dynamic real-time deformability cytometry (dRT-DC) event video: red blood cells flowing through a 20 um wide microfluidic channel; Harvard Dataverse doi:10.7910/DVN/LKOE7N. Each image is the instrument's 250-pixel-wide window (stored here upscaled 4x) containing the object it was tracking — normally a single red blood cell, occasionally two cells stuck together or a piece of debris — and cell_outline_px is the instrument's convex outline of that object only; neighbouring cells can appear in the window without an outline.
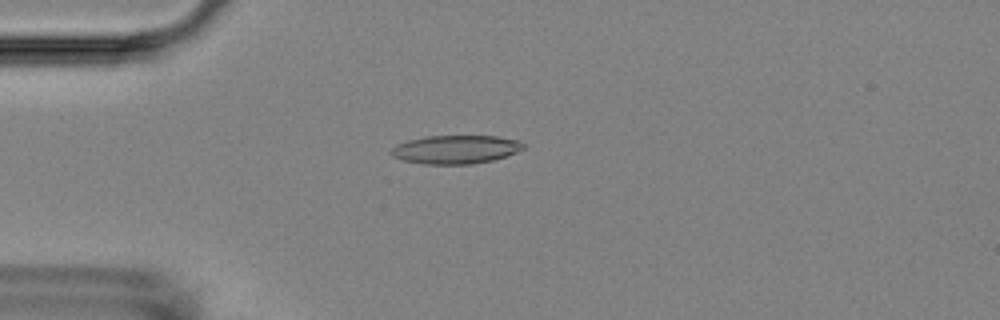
{"species": "Egyptian fruit bat (a non-hibernating species)", "species_latin": "Rousettus aegyptiacus", "temperature_condition": "room temperature", "stored_images_in_passage": 54, "camera_frame_rate_fps": 3000, "um_per_image_px": 0.085, "animal": {"sex": "female"}, "frame": {"image": 1, "passage_image": 14, "time_ms": 4.333, "image_size_px": [1000, 320], "cell_outline_px": [[524, 148], [516, 152], [492, 160], [472, 164], [424, 164], [400, 160], [392, 156], [388, 152], [396, 144], [408, 140], [424, 136], [496, 136], [520, 140], [524, 144]], "centroid_in_image_um": [38.68, 12.7], "position_along_channel_um": 46.3, "area_um2": 22.08}}
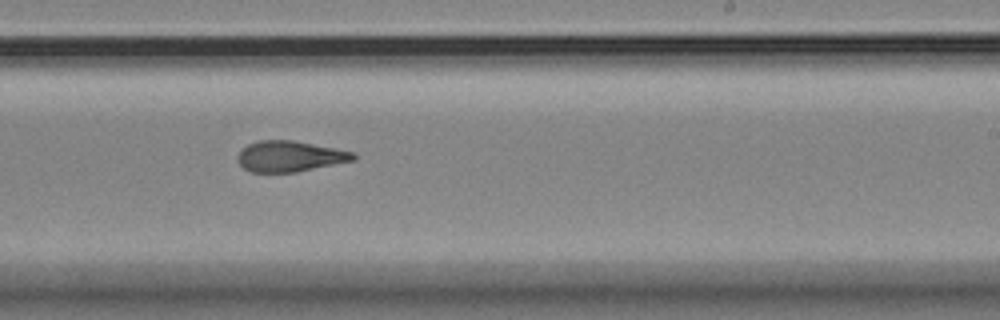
{"frame": {"image": 2, "passage_image": 33, "time_ms": 10.667, "image_size_px": [1000, 320], "cell_outline_px": [[356, 160], [296, 172], [252, 172], [244, 168], [236, 160], [236, 156], [248, 144], [256, 140], [292, 140], [356, 152]], "centroid_in_image_um": [24.64, 13.28], "position_along_channel_um": 264.4, "area_um2": 20.81}}
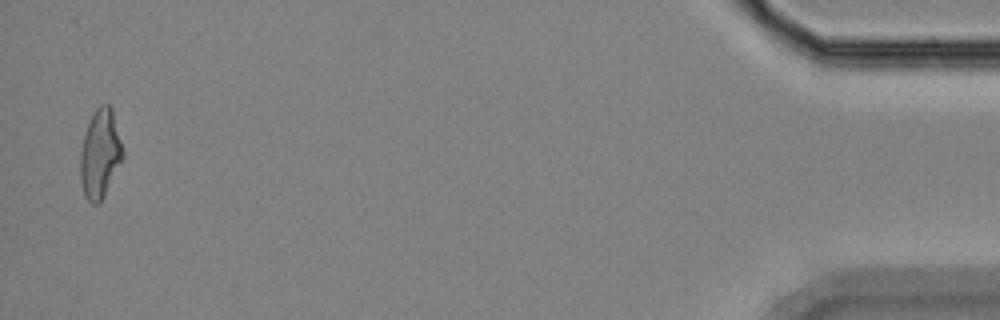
{"frame": {"image": 3, "passage_image": 53, "time_ms": 17.333, "image_size_px": [1000, 320], "cell_outline_px": [[124, 156], [104, 196], [96, 204], [92, 204], [84, 196], [80, 180], [80, 152], [84, 136], [88, 124], [96, 108], [100, 104], [108, 104], [112, 108], [124, 152]], "centroid_in_image_um": [8.51, 13.08], "position_along_channel_um": 426.7, "area_um2": 21.85}, "authors_computed_cell_mechanics": {"area_um2": 21.386, "velocity_mm_per_s": 3.7051, "shape_relaxation_time_tau1_ms": null, "shape_relaxation_time_tau2_ms": 1.6286, "deformation_change_tau1": null, "deformation_change_tau2": 0.1044}}